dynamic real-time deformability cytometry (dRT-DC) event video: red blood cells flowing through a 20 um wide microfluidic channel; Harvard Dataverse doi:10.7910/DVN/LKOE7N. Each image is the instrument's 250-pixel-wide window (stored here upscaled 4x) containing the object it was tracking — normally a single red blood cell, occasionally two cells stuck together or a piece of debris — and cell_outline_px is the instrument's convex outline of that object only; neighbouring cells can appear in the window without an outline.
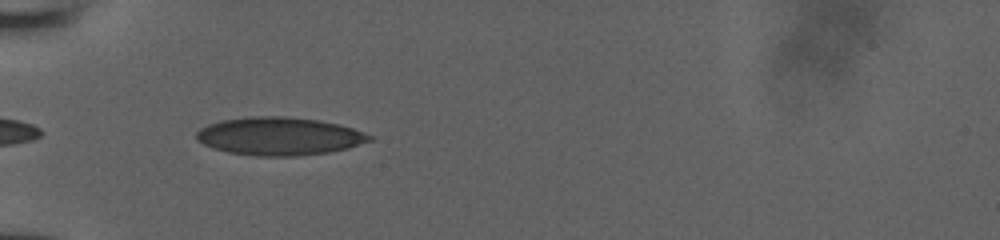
{"species": "human", "species_latin": "Homo sapiens", "temperature_condition": "room temperature", "stored_images_in_passage": 35, "camera_frame_rate_fps": 3000, "um_per_image_px": 0.085, "donor": {"sex": "male"}, "frame": {"image": 1, "passage_image": 2, "time_ms": 0.333, "image_size_px": [1000, 240], "cell_outline_px": [[376, 136], [372, 140], [348, 148], [328, 152], [296, 156], [256, 156], [228, 152], [212, 148], [196, 140], [196, 132], [200, 128], [208, 124], [220, 120], [248, 116], [284, 116], [316, 120], [336, 124], [352, 128]], "centroid_in_image_um": [23.71, 11.58], "position_along_channel_um": 61.3, "area_um2": 38.44}}
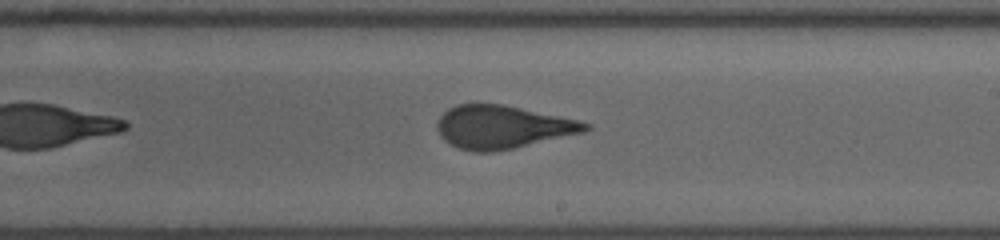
{"frame": {"image": 2, "passage_image": 16, "time_ms": 5.0, "image_size_px": [1000, 240], "cell_outline_px": [[592, 128], [584, 132], [512, 148], [492, 152], [476, 152], [460, 148], [448, 144], [440, 136], [436, 128], [436, 124], [440, 116], [448, 108], [456, 104], [476, 100], [504, 104], [580, 120], [592, 124]], "centroid_in_image_um": [42.66, 10.75], "position_along_channel_um": 246.3, "area_um2": 37.97}}
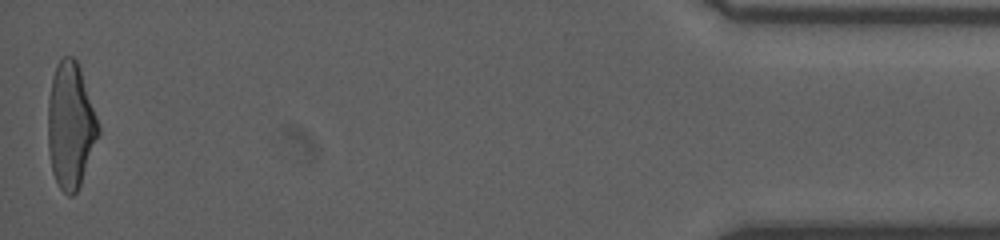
{"frame": {"image": 3, "passage_image": 35, "time_ms": 11.333, "image_size_px": [1000, 240], "cell_outline_px": [[100, 132], [80, 184], [76, 192], [72, 196], [68, 196], [60, 188], [52, 172], [48, 148], [48, 100], [52, 76], [56, 64], [64, 56], [72, 56], [76, 60], [80, 68], [100, 128]], "centroid_in_image_um": [5.98, 10.66], "position_along_channel_um": 429.2, "area_um2": 36.7}}